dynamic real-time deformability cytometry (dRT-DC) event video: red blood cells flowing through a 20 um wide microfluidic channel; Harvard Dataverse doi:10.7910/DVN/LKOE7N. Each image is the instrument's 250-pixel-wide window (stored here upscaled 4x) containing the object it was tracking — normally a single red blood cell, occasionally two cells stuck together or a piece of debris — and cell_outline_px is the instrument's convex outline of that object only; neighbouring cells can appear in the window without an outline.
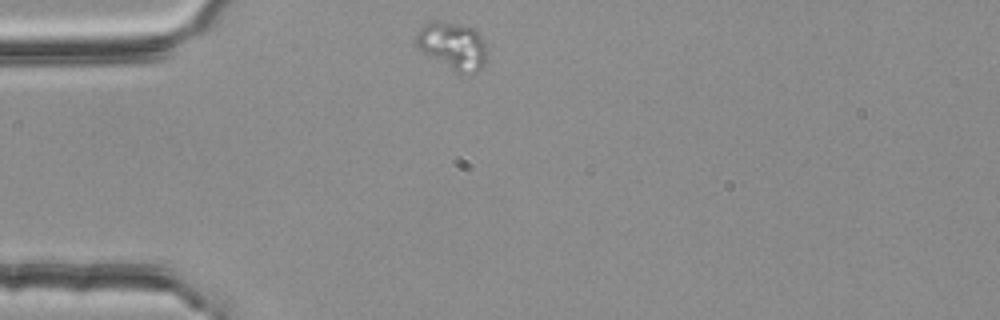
{"species": "common noctule bat (a hibernating species)", "species_latin": "Nyctalus noctula", "temperature_condition": "room temperature", "stored_images_in_passage": 44, "camera_frame_rate_fps": 3000, "um_per_image_px": 0.085, "animal": {"sex": "female", "body_mass_g": 25.1}, "frame": {"image": 1, "passage_image": 1, "time_ms": 0.0, "image_size_px": [1000, 320], "cell_outline_px": [[484, 64], [476, 72], [460, 76], [428, 56], [416, 44], [416, 32], [424, 24], [460, 24], [472, 28], [484, 40]], "centroid_in_image_um": [38.47, 3.97], "position_along_channel_um": 46.5, "area_um2": 19.02}}